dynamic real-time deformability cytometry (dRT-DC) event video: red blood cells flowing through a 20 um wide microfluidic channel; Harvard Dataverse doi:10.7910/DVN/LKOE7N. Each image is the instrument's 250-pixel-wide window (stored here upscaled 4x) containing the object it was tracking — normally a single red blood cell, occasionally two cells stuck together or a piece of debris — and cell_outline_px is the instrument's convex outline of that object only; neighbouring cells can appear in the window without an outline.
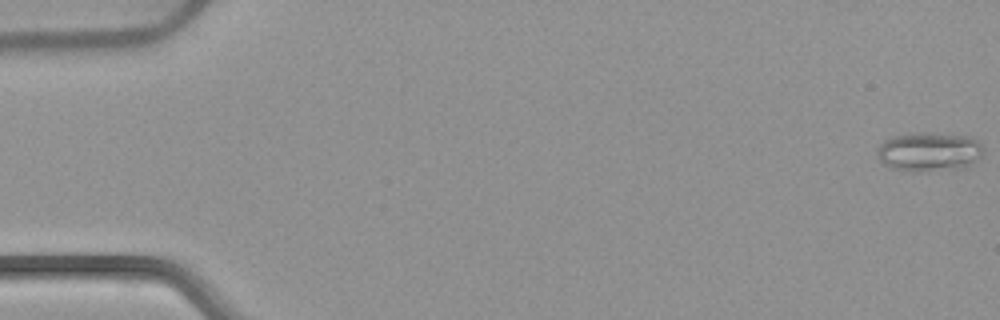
{"species": "common noctule bat (a hibernating species)", "species_latin": "Nyctalus noctula", "temperature_condition": "warm", "stored_images_in_passage": 53, "camera_frame_rate_fps": 3000, "um_per_image_px": 0.085, "animal": {"sex": "female", "body_mass_g": 22.7, "forearm_length_mm": 54.2}, "frame": {"image": 1, "passage_image": 1, "time_ms": 0.0, "image_size_px": [1000, 320], "cell_outline_px": [[984, 152], [972, 164], [964, 168], [920, 172], [908, 172], [888, 168], [876, 156], [876, 148], [884, 140], [892, 136], [912, 132], [928, 132], [972, 136], [984, 148]], "centroid_in_image_um": [78.94, 12.9], "position_along_channel_um": 6.1, "area_um2": 25.03}}
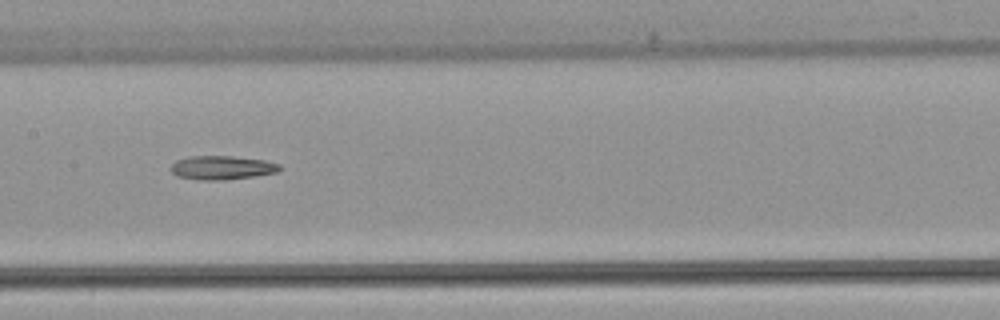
{"frame": {"image": 2, "passage_image": 27, "time_ms": 8.667, "image_size_px": [1000, 320], "cell_outline_px": [[284, 168], [276, 172], [252, 176], [224, 180], [200, 180], [176, 176], [172, 172], [172, 164], [176, 160], [192, 156], [232, 156], [264, 160], [280, 164]], "centroid_in_image_um": [18.88, 14.25], "position_along_channel_um": 188.5, "area_um2": 15.03}}
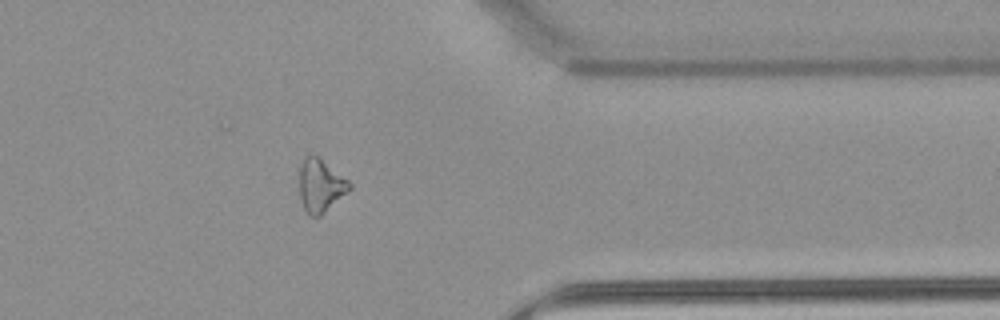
{"frame": {"image": 3, "passage_image": 43, "time_ms": 14.0, "image_size_px": [1000, 320], "cell_outline_px": [[352, 188], [348, 192], [320, 216], [308, 216], [300, 200], [300, 168], [304, 156], [312, 152], [348, 180], [352, 184]], "centroid_in_image_um": [27.24, 15.77], "position_along_channel_um": 384.2, "area_um2": 15.49}, "authors_computed_cell_mechanics": {"area_um2": 17.1666, "velocity_mm_per_s": 3.9064, "shape_relaxation_time_tau1_ms": null, "shape_relaxation_time_tau2_ms": 9.1103, "deformation_change_tau1": null, "deformation_change_tau2": 0.2632}}